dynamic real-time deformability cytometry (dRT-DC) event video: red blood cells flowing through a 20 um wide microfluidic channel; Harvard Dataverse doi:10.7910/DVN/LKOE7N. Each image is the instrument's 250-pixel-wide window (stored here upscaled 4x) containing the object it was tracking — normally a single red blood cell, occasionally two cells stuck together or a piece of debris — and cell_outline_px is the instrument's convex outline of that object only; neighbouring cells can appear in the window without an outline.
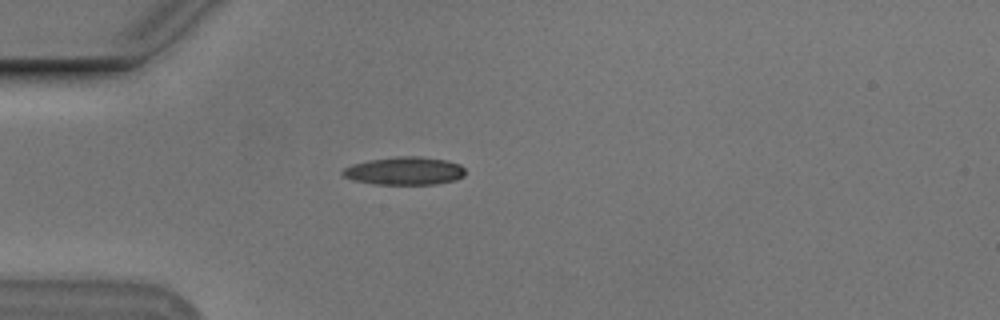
{"species": "Egyptian fruit bat (a non-hibernating species)", "species_latin": "Rousettus aegyptiacus", "temperature_condition": "cold", "stored_images_in_passage": 29, "camera_frame_rate_fps": 3000, "um_per_image_px": 0.085, "animal": {"sex": "male"}, "frame": {"image": 1, "passage_image": 1, "time_ms": 0.0, "image_size_px": [1000, 320], "cell_outline_px": [[464, 176], [456, 180], [436, 184], [372, 184], [352, 180], [344, 176], [340, 172], [344, 168], [352, 164], [368, 160], [396, 156], [420, 156], [448, 160], [460, 164], [464, 168]], "centroid_in_image_um": [34.38, 14.52], "position_along_channel_um": 50.6, "area_um2": 20.23}}
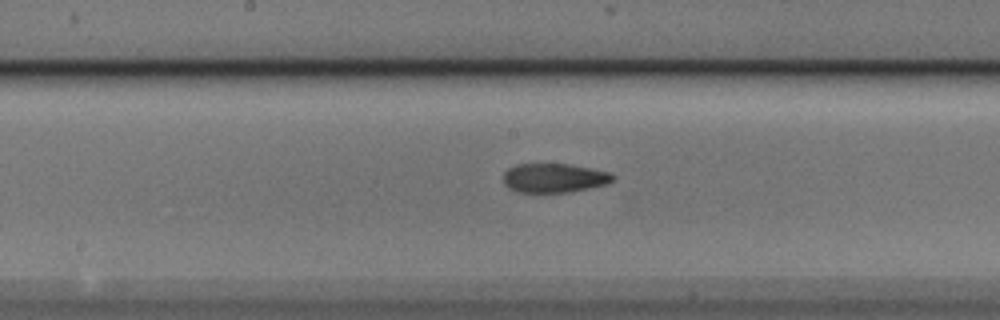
{"frame": {"image": 2, "passage_image": 14, "time_ms": 4.333, "image_size_px": [1000, 320], "cell_outline_px": [[616, 176], [608, 184], [568, 192], [516, 192], [508, 188], [504, 184], [504, 172], [508, 168], [516, 164], [568, 164], [612, 172]], "centroid_in_image_um": [47.1, 15.12], "position_along_channel_um": 201.1, "area_um2": 18.67}}
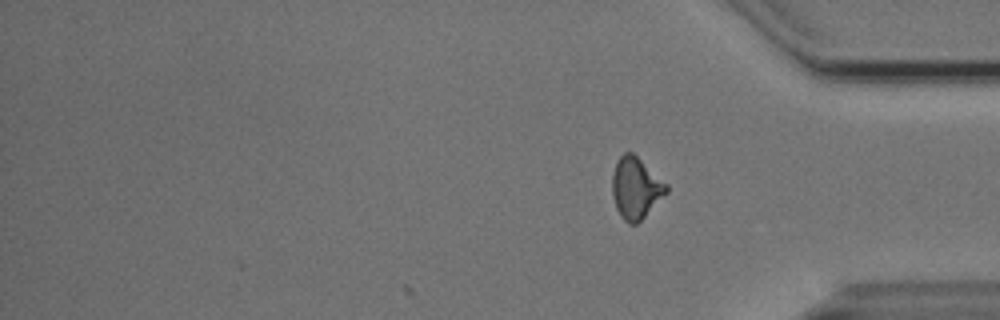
{"frame": {"image": 3, "passage_image": 29, "time_ms": 9.333, "image_size_px": [1000, 320], "cell_outline_px": [[668, 192], [636, 224], [628, 224], [620, 216], [616, 208], [612, 192], [612, 176], [616, 164], [620, 156], [624, 152], [632, 152], [668, 184]], "centroid_in_image_um": [54.04, 15.98], "position_along_channel_um": 381.2, "area_um2": 19.19}, "authors_computed_cell_mechanics": {"area_um2": 19.0162, "velocity_mm_per_s": 3.7649, "shape_relaxation_time_tau1_ms": null, "shape_relaxation_time_tau2_ms": 3.2261, "deformation_change_tau1": null, "deformation_change_tau2": 0.1058}}